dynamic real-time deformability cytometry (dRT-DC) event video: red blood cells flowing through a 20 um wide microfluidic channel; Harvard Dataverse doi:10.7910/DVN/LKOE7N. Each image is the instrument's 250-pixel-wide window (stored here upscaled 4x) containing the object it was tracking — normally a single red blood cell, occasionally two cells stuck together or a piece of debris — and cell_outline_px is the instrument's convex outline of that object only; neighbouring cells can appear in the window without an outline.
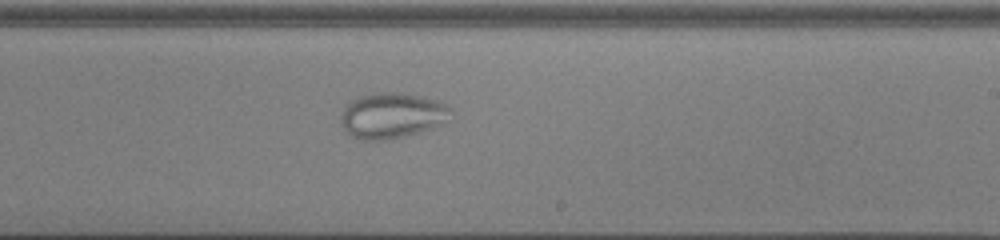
{"species": "common noctule bat (a hibernating species)", "species_latin": "Nyctalus noctula", "temperature_condition": "cold", "stored_images_in_passage": 37, "camera_frame_rate_fps": 3000, "um_per_image_px": 0.085, "animal": {"sex": "male", "body_mass_g": 13.0, "forearm_length_mm": 53.1}, "frame": {"image": 1, "passage_image": 17, "time_ms": 5.333, "image_size_px": [1000, 240], "cell_outline_px": [[452, 108], [432, 128], [404, 136], [384, 140], [360, 140], [352, 136], [344, 128], [340, 116], [348, 100], [372, 92], [400, 92], [420, 96], [436, 100]], "centroid_in_image_um": [33.2, 9.79], "position_along_channel_um": 255.8, "area_um2": 28.67}}
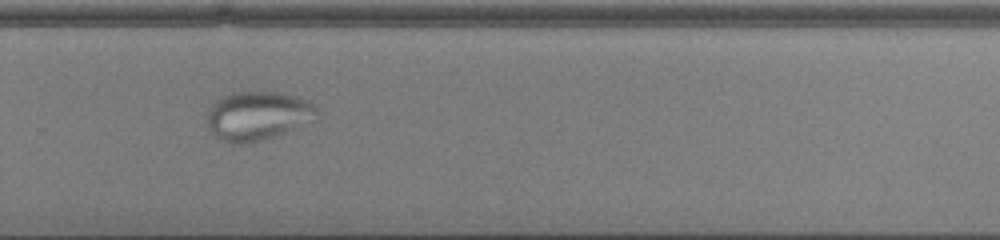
{"frame": {"image": 2, "passage_image": 21, "time_ms": 6.667, "image_size_px": [1000, 240], "cell_outline_px": [[320, 116], [316, 120], [264, 140], [252, 144], [232, 144], [220, 140], [212, 132], [204, 120], [204, 116], [208, 108], [216, 100], [232, 92], [276, 92], [308, 100], [316, 104], [320, 108]], "centroid_in_image_um": [21.91, 9.86], "position_along_channel_um": 307.9, "area_um2": 32.08}}
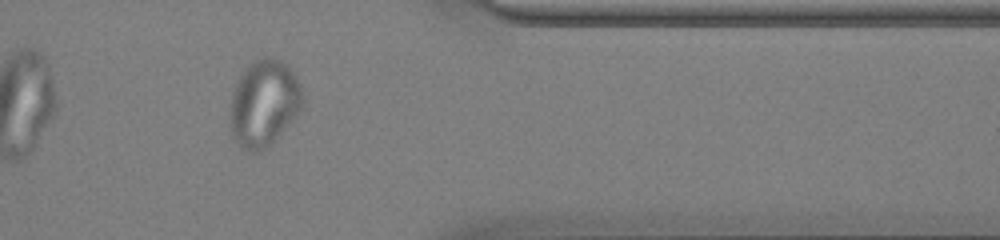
{"frame": {"image": 3, "passage_image": 28, "time_ms": 9.0, "image_size_px": [1000, 240], "cell_outline_px": [[304, 104], [296, 116], [264, 148], [256, 152], [252, 152], [240, 148], [232, 136], [232, 96], [236, 84], [244, 68], [248, 64], [264, 56], [280, 60], [292, 72], [304, 96]], "centroid_in_image_um": [22.44, 8.76], "position_along_channel_um": 389.0, "area_um2": 35.6}}